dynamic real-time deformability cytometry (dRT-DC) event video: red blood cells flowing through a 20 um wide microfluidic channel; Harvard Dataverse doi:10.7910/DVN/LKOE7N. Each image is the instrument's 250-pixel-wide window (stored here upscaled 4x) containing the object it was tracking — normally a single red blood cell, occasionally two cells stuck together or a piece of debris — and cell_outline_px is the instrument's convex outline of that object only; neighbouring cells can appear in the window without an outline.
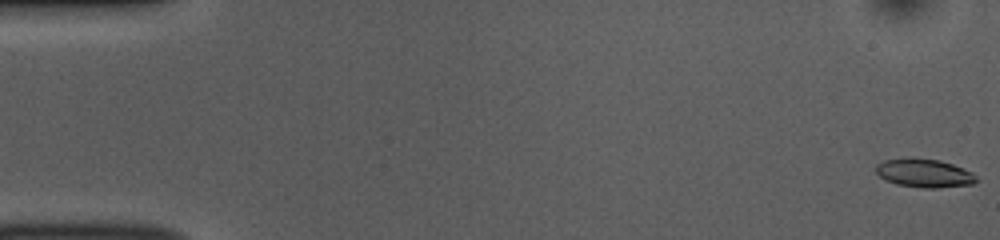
{"species": "common noctule bat (a hibernating species)", "species_latin": "Nyctalus noctula", "temperature_condition": "room temperature", "stored_images_in_passage": 53, "camera_frame_rate_fps": 3000, "um_per_image_px": 0.085, "animal": {"sex": "female", "body_mass_g": 10.0, "forearm_length_mm": 53.1}, "frame": {"image": 1, "passage_image": 1, "time_ms": 0.0, "image_size_px": [1000, 240], "cell_outline_px": [[976, 180], [972, 184], [936, 188], [920, 188], [896, 184], [884, 180], [876, 172], [876, 164], [884, 160], [940, 160], [964, 168], [972, 172], [976, 176]], "centroid_in_image_um": [78.57, 14.76], "position_along_channel_um": 6.4, "area_um2": 16.18}}
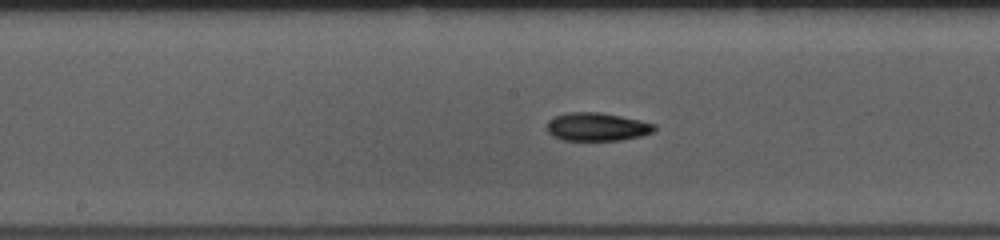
{"frame": {"image": 2, "passage_image": 27, "time_ms": 8.667, "image_size_px": [1000, 240], "cell_outline_px": [[656, 128], [652, 132], [640, 136], [620, 140], [564, 140], [552, 136], [548, 132], [548, 120], [556, 116], [568, 112], [600, 112], [640, 120], [656, 124]], "centroid_in_image_um": [50.74, 10.77], "position_along_channel_um": 197.5, "area_um2": 17.57}}
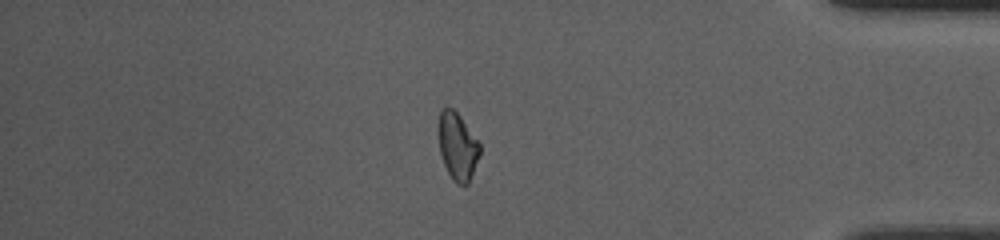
{"frame": {"image": 3, "passage_image": 45, "time_ms": 14.667, "image_size_px": [1000, 240], "cell_outline_px": [[480, 156], [468, 184], [456, 184], [452, 180], [444, 164], [440, 152], [436, 132], [440, 108], [452, 108], [460, 116], [480, 144]], "centroid_in_image_um": [38.85, 12.42], "position_along_channel_um": 396.3, "area_um2": 16.47}, "authors_computed_cell_mechanics": {"area_um2": 17.2244, "velocity_mm_per_s": 3.8392, "shape_relaxation_time_tau1_ms": 3.2419, "shape_relaxation_time_tau2_ms": 10.1479, "deformation_change_tau1": 0.1248, "deformation_change_tau2": 0.1513}}